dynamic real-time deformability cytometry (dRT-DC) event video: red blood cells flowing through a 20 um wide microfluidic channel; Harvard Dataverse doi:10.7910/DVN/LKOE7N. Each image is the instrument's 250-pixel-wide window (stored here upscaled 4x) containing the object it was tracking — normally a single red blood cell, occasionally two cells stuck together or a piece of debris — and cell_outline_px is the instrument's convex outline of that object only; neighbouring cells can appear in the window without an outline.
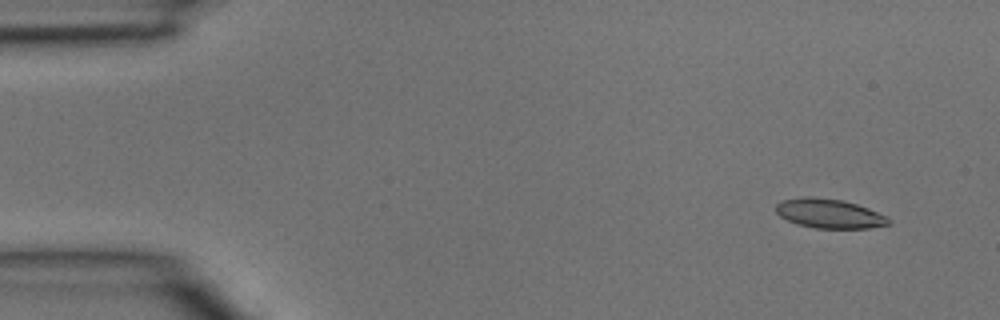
{"species": "common noctule bat (a hibernating species)", "species_latin": "Nyctalus noctula", "temperature_condition": "room temperature", "stored_images_in_passage": 3, "camera_frame_rate_fps": 3000, "um_per_image_px": 0.085, "animal": {"sex": "male", "body_mass_g": 15.6}, "frame": {"image": 1, "passage_image": 1, "time_ms": 0.0, "image_size_px": [1000, 320], "cell_outline_px": [[892, 224], [868, 228], [816, 228], [796, 224], [780, 216], [776, 212], [776, 204], [780, 200], [804, 196], [812, 196], [844, 200], [868, 208], [888, 216], [892, 220]], "centroid_in_image_um": [70.51, 18.14], "position_along_channel_um": 14.5, "area_um2": 19.54}}